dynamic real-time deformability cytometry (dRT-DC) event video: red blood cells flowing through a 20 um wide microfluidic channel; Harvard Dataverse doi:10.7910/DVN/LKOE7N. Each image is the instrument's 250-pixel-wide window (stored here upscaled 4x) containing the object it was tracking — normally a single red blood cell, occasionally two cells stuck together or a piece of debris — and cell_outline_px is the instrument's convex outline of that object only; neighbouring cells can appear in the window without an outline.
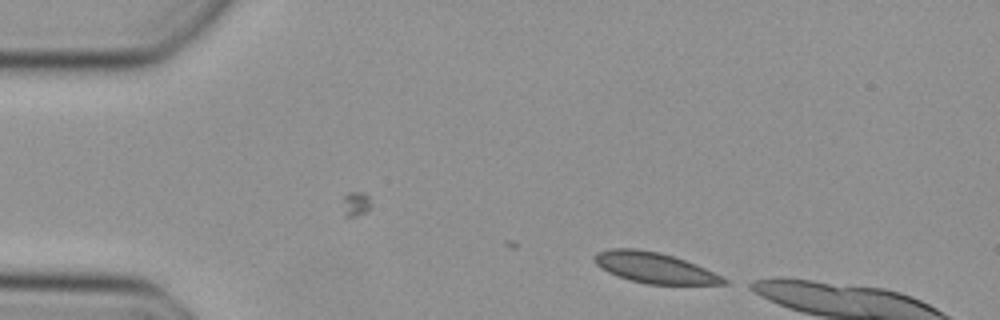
{"species": "Egyptian fruit bat (a non-hibernating species)", "species_latin": "Rousettus aegyptiacus", "temperature_condition": "cold", "stored_images_in_passage": 5, "camera_frame_rate_fps": 3000, "um_per_image_px": 0.085, "animal": {"sex": "female"}, "frame": {"image": 1, "passage_image": 5, "time_ms": 1.333, "image_size_px": [1000, 320], "cell_outline_px": [[728, 284], [648, 284], [616, 276], [600, 268], [592, 260], [592, 256], [596, 252], [608, 248], [636, 248], [660, 252], [676, 256], [696, 264], [728, 280]], "centroid_in_image_um": [55.56, 22.73], "position_along_channel_um": 29.4, "area_um2": 23.24}}